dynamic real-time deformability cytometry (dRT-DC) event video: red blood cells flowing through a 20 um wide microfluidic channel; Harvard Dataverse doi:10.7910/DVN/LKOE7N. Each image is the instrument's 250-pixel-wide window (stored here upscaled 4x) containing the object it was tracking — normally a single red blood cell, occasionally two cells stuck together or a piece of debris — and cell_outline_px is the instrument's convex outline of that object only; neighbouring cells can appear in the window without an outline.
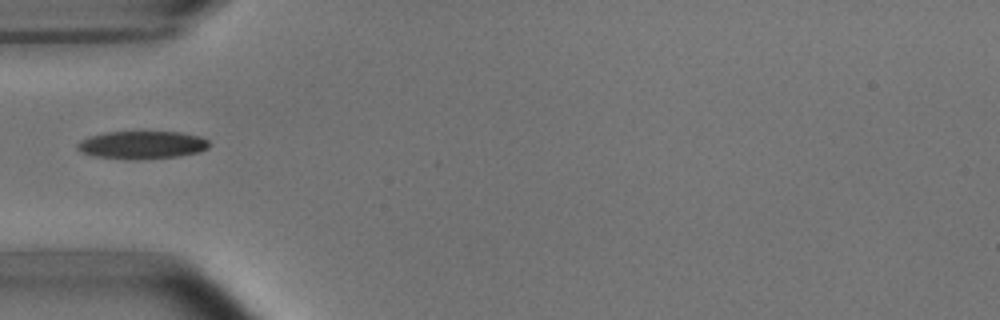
{"species": "common noctule bat (a hibernating species)", "species_latin": "Nyctalus noctula", "temperature_condition": "room temperature", "stored_images_in_passage": 1, "camera_frame_rate_fps": 3000, "um_per_image_px": 0.085, "animal": {"sex": "male", "body_mass_g": 15.6}, "frame": {"image": 1, "passage_image": 1, "time_ms": 0.0, "image_size_px": [1000, 320], "cell_outline_px": [[212, 144], [208, 148], [200, 152], [180, 156], [136, 160], [92, 156], [80, 152], [76, 148], [76, 144], [80, 140], [88, 136], [104, 132], [180, 132], [200, 136], [208, 140]], "centroid_in_image_um": [12.06, 12.32], "position_along_channel_um": 72.9, "area_um2": 21.79}}